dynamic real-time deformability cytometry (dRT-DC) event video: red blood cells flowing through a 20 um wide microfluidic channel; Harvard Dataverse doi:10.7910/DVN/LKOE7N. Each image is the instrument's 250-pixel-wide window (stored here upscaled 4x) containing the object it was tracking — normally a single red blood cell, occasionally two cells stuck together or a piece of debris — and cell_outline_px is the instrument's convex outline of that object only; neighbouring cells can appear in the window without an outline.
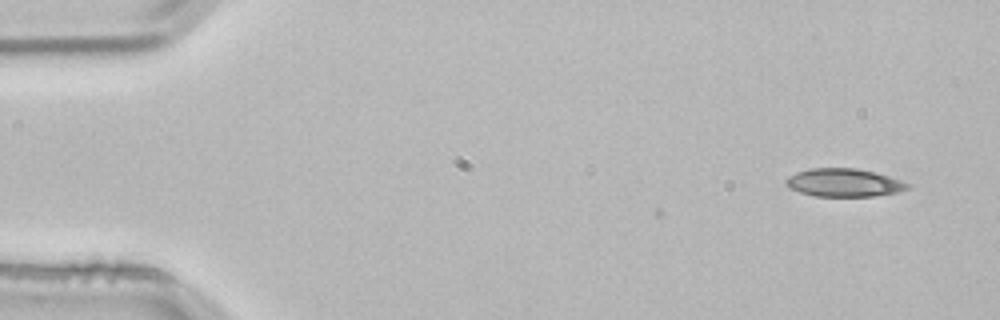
{"species": "common noctule bat (a hibernating species)", "species_latin": "Nyctalus noctula", "temperature_condition": "room temperature", "stored_images_in_passage": 39, "camera_frame_rate_fps": 3000, "um_per_image_px": 0.085, "animal": {"sex": "male", "body_mass_g": 21.5, "forearm_length_mm": 52.0}, "frame": {"image": 1, "passage_image": 1, "time_ms": 0.0, "image_size_px": [1000, 320], "cell_outline_px": [[912, 184], [908, 188], [896, 192], [872, 196], [816, 196], [800, 192], [788, 188], [784, 184], [784, 180], [788, 176], [796, 172], [808, 168], [856, 168], [888, 176]], "centroid_in_image_um": [71.67, 15.52], "position_along_channel_um": 13.3, "area_um2": 19.88}}
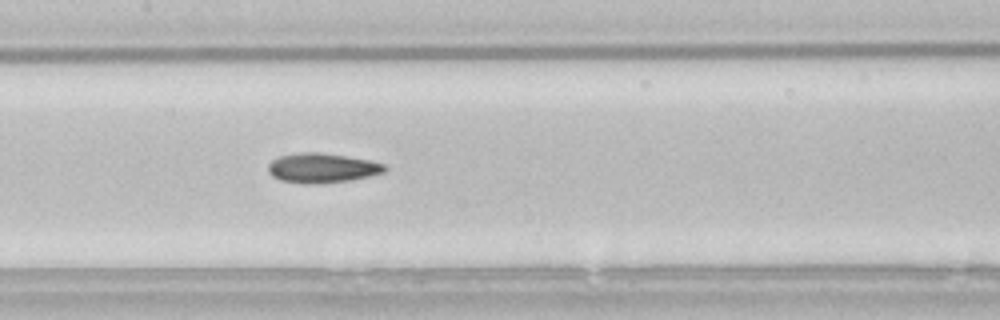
{"frame": {"image": 2, "passage_image": 23, "time_ms": 7.333, "image_size_px": [1000, 320], "cell_outline_px": [[388, 168], [384, 172], [368, 176], [348, 180], [316, 184], [304, 184], [280, 180], [272, 176], [268, 172], [268, 164], [272, 160], [280, 156], [300, 152], [320, 152], [348, 156], [368, 160], [384, 164]], "centroid_in_image_um": [27.35, 14.27], "position_along_channel_um": 180.1, "area_um2": 20.11}}
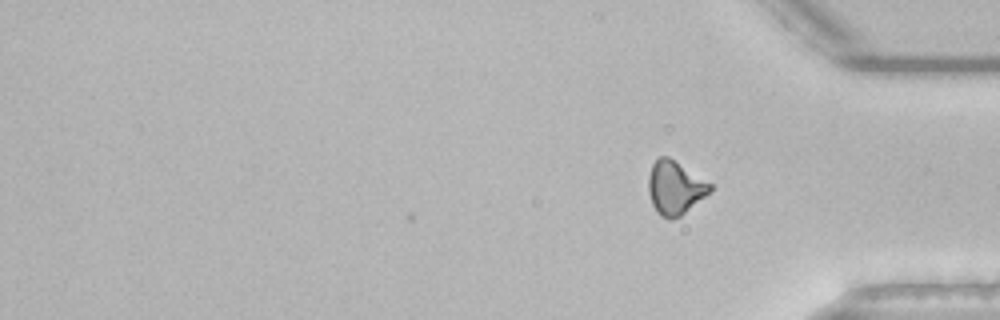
{"frame": {"image": 3, "passage_image": 39, "time_ms": 12.667, "image_size_px": [1000, 320], "cell_outline_px": [[712, 188], [704, 196], [680, 216], [672, 220], [668, 220], [660, 216], [656, 212], [652, 204], [648, 192], [648, 176], [652, 164], [660, 156], [668, 156], [712, 184]], "centroid_in_image_um": [57.33, 15.96], "position_along_channel_um": 377.9, "area_um2": 19.07}, "authors_computed_cell_mechanics": {"area_um2": 19.8832, "velocity_mm_per_s": 3.8435, "shape_relaxation_time_tau1_ms": null, "shape_relaxation_time_tau2_ms": 4.7443, "deformation_change_tau1": null, "deformation_change_tau2": 0.1211}}